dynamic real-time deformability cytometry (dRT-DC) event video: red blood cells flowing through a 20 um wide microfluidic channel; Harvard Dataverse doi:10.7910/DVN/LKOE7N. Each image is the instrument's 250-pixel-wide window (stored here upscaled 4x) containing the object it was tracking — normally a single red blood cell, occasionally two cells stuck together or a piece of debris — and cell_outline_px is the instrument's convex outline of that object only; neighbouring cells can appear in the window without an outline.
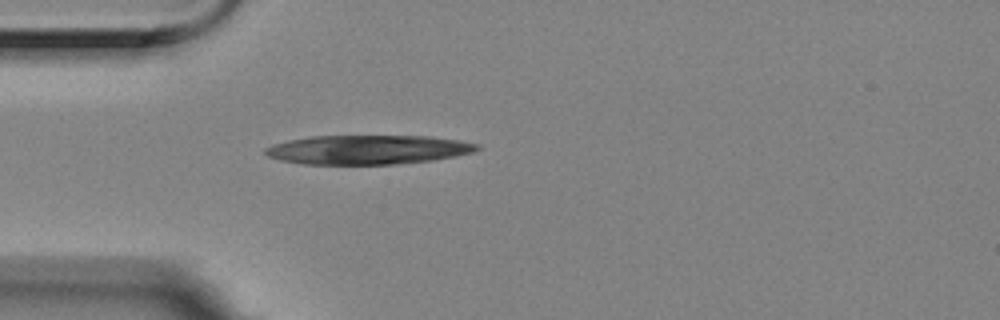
{"species": "Egyptian fruit bat (a non-hibernating species)", "species_latin": "Rousettus aegyptiacus", "temperature_condition": "room temperature", "stored_images_in_passage": 41, "camera_frame_rate_fps": 3000, "um_per_image_px": 0.085, "animal": {"sex": "female"}, "frame": {"image": 1, "passage_image": 1, "time_ms": 0.0, "image_size_px": [1000, 320], "cell_outline_px": [[480, 148], [476, 152], [456, 156], [432, 160], [392, 164], [304, 164], [280, 160], [268, 156], [264, 152], [264, 148], [272, 144], [288, 140], [312, 136], [428, 136], [460, 140], [480, 144]], "centroid_in_image_um": [31.28, 12.72], "position_along_channel_um": 53.7, "area_um2": 36.13}}